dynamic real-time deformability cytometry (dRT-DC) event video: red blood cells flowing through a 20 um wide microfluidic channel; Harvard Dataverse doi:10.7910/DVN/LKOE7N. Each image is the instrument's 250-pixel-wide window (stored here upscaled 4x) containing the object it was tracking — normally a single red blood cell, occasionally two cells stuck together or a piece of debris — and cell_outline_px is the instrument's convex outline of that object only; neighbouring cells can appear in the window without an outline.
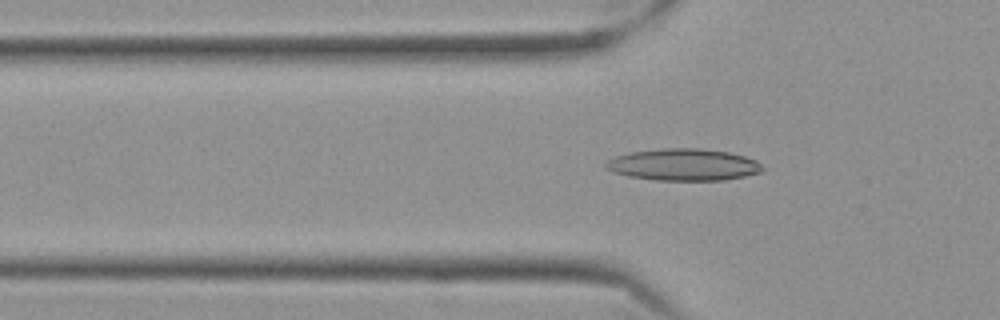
{"species": "Egyptian fruit bat (a non-hibernating species)", "species_latin": "Rousettus aegyptiacus", "temperature_condition": "cold", "stored_images_in_passage": 50, "camera_frame_rate_fps": 3000, "um_per_image_px": 0.085, "frame": {"image": 1, "passage_image": 12, "time_ms": 3.667, "image_size_px": [1000, 320], "cell_outline_px": [[764, 172], [724, 180], [656, 180], [628, 176], [612, 172], [604, 168], [604, 164], [608, 160], [616, 156], [632, 152], [660, 148], [700, 148], [728, 152], [744, 156], [756, 160], [764, 168]], "centroid_in_image_um": [58.1, 14.0], "position_along_channel_um": 67.7, "area_um2": 29.19}}
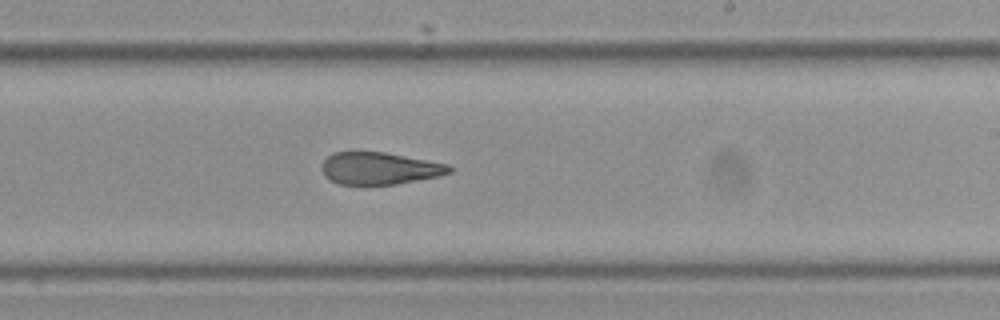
{"frame": {"image": 2, "passage_image": 28, "time_ms": 9.0, "image_size_px": [1000, 320], "cell_outline_px": [[452, 172], [440, 176], [396, 184], [340, 184], [324, 176], [320, 168], [320, 164], [332, 152], [384, 152], [448, 164], [452, 168]], "centroid_in_image_um": [32.24, 14.31], "position_along_channel_um": 256.8, "area_um2": 23.87}}
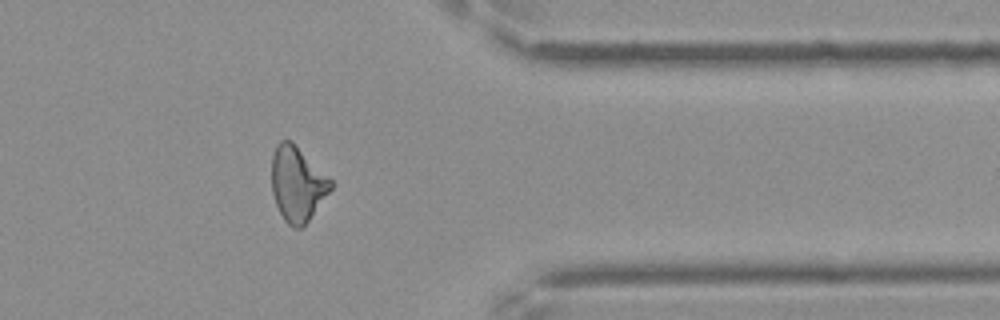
{"frame": {"image": 3, "passage_image": 40, "time_ms": 13.0, "image_size_px": [1000, 320], "cell_outline_px": [[336, 184], [308, 220], [300, 228], [292, 228], [284, 220], [276, 204], [272, 192], [272, 156], [276, 144], [280, 140], [292, 140]], "centroid_in_image_um": [25.28, 15.61], "position_along_channel_um": 386.1, "area_um2": 25.84}, "authors_computed_cell_mechanics": {"area_um2": 25.8655, "velocity_mm_per_s": 3.5419, "shape_relaxation_time_tau1_ms": null, "shape_relaxation_time_tau2_ms": 4.3088, "deformation_change_tau1": null, "deformation_change_tau2": 0.14}}